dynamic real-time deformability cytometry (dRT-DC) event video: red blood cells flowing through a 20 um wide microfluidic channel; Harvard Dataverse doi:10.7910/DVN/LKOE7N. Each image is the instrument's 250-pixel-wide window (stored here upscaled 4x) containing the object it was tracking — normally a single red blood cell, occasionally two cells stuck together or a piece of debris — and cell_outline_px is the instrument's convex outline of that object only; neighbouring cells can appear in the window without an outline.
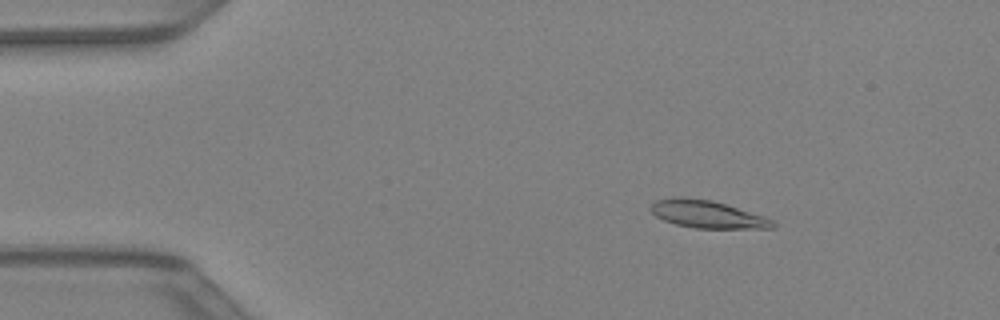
{"species": "Egyptian fruit bat (a non-hibernating species)", "species_latin": "Rousettus aegyptiacus", "temperature_condition": "warm", "stored_images_in_passage": 43, "camera_frame_rate_fps": 3000, "um_per_image_px": 0.085, "animal": {"sex": "female"}, "frame": {"image": 1, "passage_image": 7, "time_ms": 2.0, "image_size_px": [1000, 320], "cell_outline_px": [[776, 228], [696, 228], [676, 224], [664, 220], [656, 216], [652, 212], [652, 204], [656, 200], [712, 200], [764, 216], [772, 220], [776, 224]], "centroid_in_image_um": [60.23, 18.27], "position_along_channel_um": 24.8, "area_um2": 18.55}}
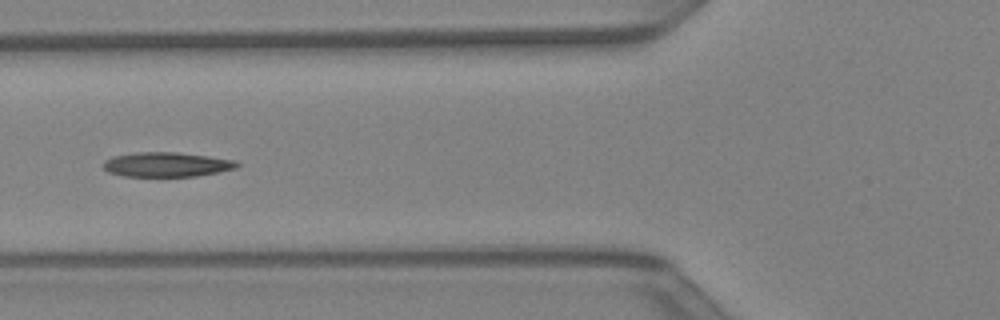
{"frame": {"image": 2, "passage_image": 17, "time_ms": 5.333, "image_size_px": [1000, 320], "cell_outline_px": [[240, 164], [236, 168], [196, 176], [120, 176], [108, 172], [104, 168], [104, 160], [112, 156], [136, 152], [176, 152], [208, 156], [236, 160]], "centroid_in_image_um": [14.14, 13.98], "position_along_channel_um": 111.7, "area_um2": 19.13}}
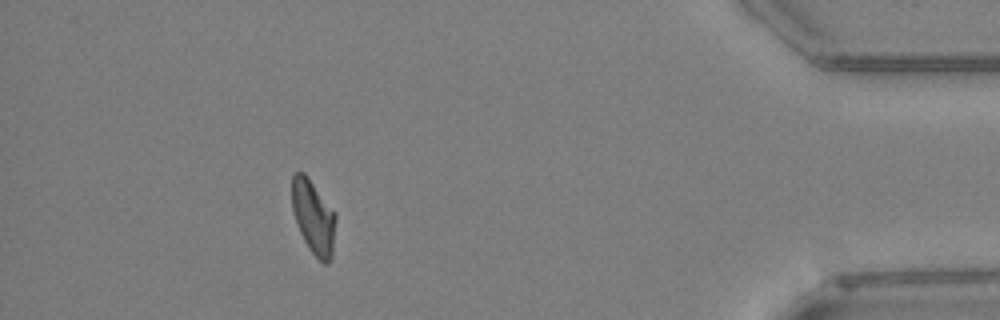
{"frame": {"image": 3, "passage_image": 39, "time_ms": 12.667, "image_size_px": [1000, 320], "cell_outline_px": [[336, 220], [332, 256], [328, 264], [324, 264], [308, 248], [300, 232], [292, 208], [292, 176], [296, 172], [304, 172], [308, 176], [336, 212]], "centroid_in_image_um": [26.66, 18.43], "position_along_channel_um": 408.5, "area_um2": 18.96}}